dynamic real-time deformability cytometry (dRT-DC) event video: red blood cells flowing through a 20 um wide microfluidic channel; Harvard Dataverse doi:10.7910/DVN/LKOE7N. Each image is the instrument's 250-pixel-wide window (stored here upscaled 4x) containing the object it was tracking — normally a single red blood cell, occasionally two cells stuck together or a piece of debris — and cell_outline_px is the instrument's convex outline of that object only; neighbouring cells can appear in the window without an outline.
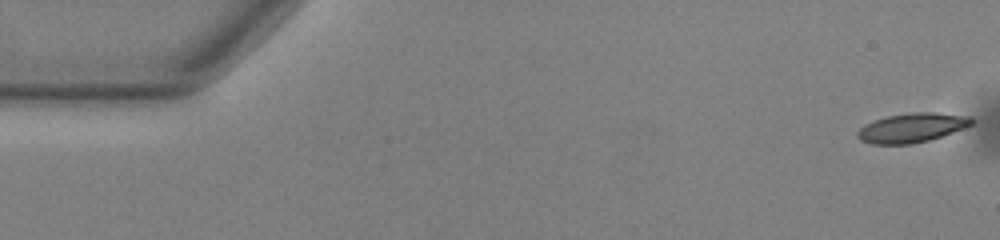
{"species": "common noctule bat (a hibernating species)", "species_latin": "Nyctalus noctula", "temperature_condition": "warm", "stored_images_in_passage": 54, "camera_frame_rate_fps": 3000, "um_per_image_px": 0.085, "animal": {"sex": "male", "body_mass_g": 13.0, "forearm_length_mm": 53.1}, "frame": {"image": 1, "passage_image": 1, "time_ms": 0.0, "image_size_px": [1000, 240], "cell_outline_px": [[976, 120], [972, 124], [952, 132], [928, 140], [912, 144], [872, 144], [860, 140], [856, 136], [856, 132], [864, 124], [872, 120], [888, 116], [912, 112], [936, 112], [968, 116]], "centroid_in_image_um": [77.47, 10.85], "position_along_channel_um": 7.5, "area_um2": 19.48}}
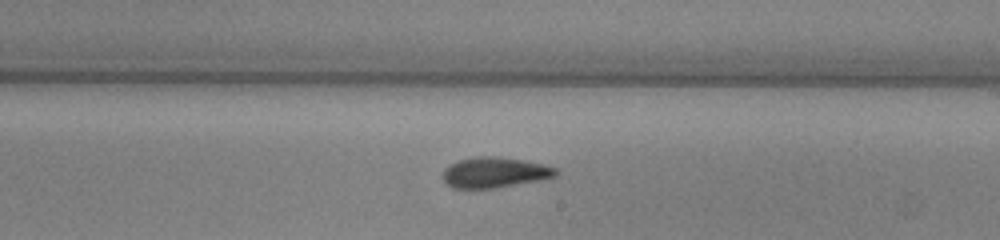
{"frame": {"image": 2, "passage_image": 31, "time_ms": 10.0, "image_size_px": [1000, 240], "cell_outline_px": [[556, 176], [540, 180], [496, 188], [452, 188], [444, 184], [440, 176], [444, 168], [448, 164], [460, 160], [476, 156], [496, 156], [520, 160], [540, 164], [556, 168]], "centroid_in_image_um": [41.93, 14.67], "position_along_channel_um": 247.1, "area_um2": 20.17}}
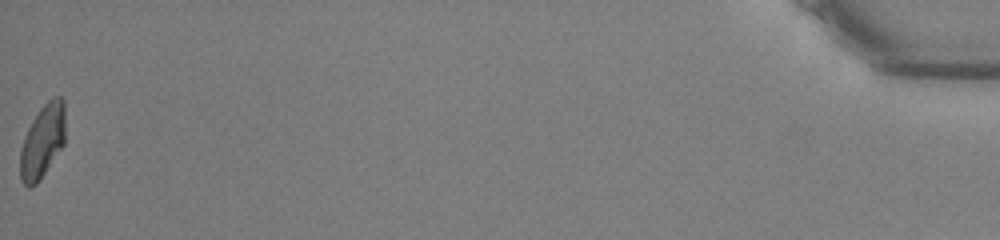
{"frame": {"image": 3, "passage_image": 54, "time_ms": 17.667, "image_size_px": [1000, 240], "cell_outline_px": [[64, 144], [40, 180], [36, 184], [28, 188], [20, 180], [20, 148], [24, 136], [32, 120], [40, 108], [52, 96], [60, 96], [64, 100]], "centroid_in_image_um": [3.6, 12.01], "position_along_channel_um": 431.6, "area_um2": 19.42}, "authors_computed_cell_mechanics": {"area_um2": 19.7676, "velocity_mm_per_s": 3.7986, "shape_relaxation_time_tau1_ms": 7.9897, "shape_relaxation_time_tau2_ms": 2.1278, "deformation_change_tau1": 0.1879, "deformation_change_tau2": 0.0919}}